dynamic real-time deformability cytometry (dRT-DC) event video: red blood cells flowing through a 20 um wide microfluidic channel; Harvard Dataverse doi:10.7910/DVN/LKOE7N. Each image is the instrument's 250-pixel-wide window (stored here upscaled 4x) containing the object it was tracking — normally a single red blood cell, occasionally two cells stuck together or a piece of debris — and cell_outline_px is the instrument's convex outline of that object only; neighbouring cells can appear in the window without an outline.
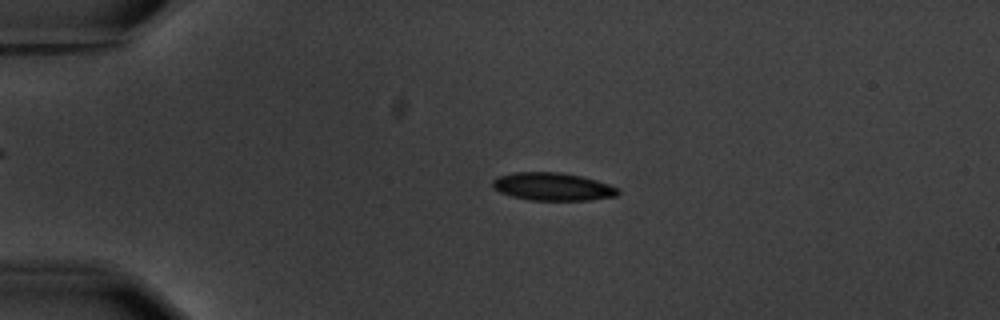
{"species": "common noctule bat (a hibernating species)", "species_latin": "Nyctalus noctula", "temperature_condition": "warm", "stored_images_in_passage": 3, "camera_frame_rate_fps": 3000, "um_per_image_px": 0.085, "animal": {"sex": "male", "body_mass_g": 20.1, "forearm_length_mm": 53.5}, "frame": {"image": 1, "passage_image": 2, "time_ms": 1.333, "image_size_px": [1000, 320], "cell_outline_px": [[620, 192], [616, 196], [588, 200], [532, 200], [512, 196], [500, 192], [492, 188], [492, 180], [496, 176], [512, 172], [560, 172], [580, 176], [596, 180], [620, 188]], "centroid_in_image_um": [46.95, 15.85], "position_along_channel_um": 38.1, "area_um2": 20.46}}